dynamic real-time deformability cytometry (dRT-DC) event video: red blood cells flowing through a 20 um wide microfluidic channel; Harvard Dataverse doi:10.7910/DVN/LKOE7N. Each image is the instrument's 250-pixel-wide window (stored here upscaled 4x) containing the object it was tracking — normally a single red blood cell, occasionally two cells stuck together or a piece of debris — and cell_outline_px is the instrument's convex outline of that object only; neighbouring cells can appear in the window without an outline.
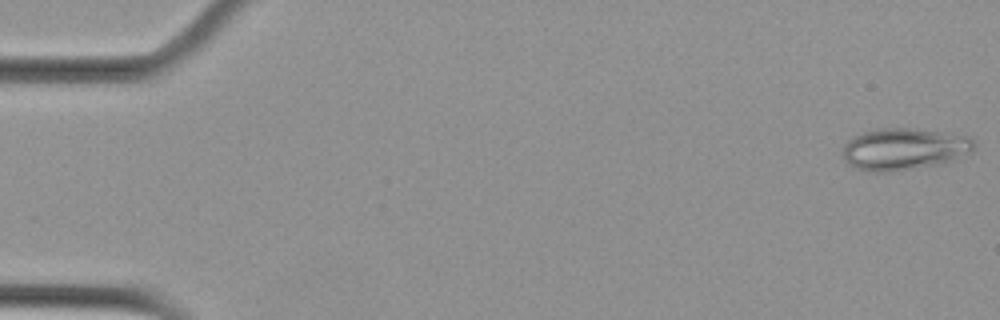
{"species": "Egyptian fruit bat (a non-hibernating species)", "species_latin": "Rousettus aegyptiacus", "temperature_condition": "cold", "stored_images_in_passage": 4, "camera_frame_rate_fps": 3000, "um_per_image_px": 0.085, "animal": {"sex": "female"}, "frame": {"image": 1, "passage_image": 1, "time_ms": 0.0, "image_size_px": [1000, 320], "cell_outline_px": [[976, 144], [972, 152], [952, 160], [940, 164], [888, 172], [876, 172], [856, 168], [848, 164], [844, 160], [844, 144], [848, 140], [864, 132], [876, 128], [908, 128], [972, 136]], "centroid_in_image_um": [76.88, 12.66], "position_along_channel_um": 8.1, "area_um2": 31.96}}